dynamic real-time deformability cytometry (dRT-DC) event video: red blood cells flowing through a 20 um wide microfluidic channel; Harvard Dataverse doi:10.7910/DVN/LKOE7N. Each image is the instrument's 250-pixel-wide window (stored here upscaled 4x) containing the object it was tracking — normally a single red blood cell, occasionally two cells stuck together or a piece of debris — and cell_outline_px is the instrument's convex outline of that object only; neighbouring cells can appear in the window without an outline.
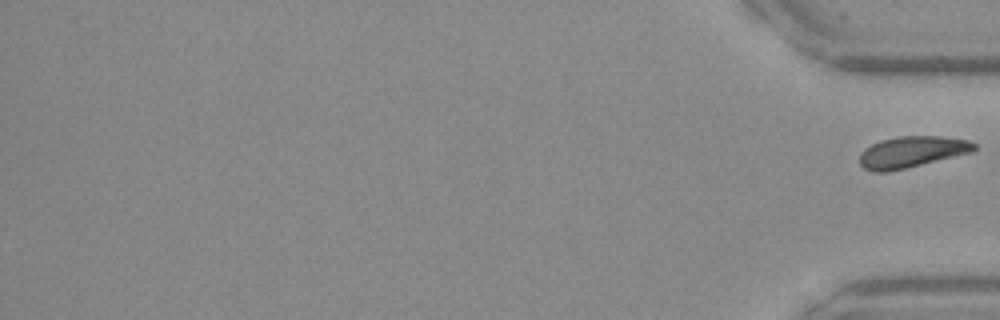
{"species": "Egyptian fruit bat (a non-hibernating species)", "species_latin": "Rousettus aegyptiacus", "temperature_condition": "warm", "stored_images_in_passage": 43, "segment_of_instrument_passage": [2, 2], "camera_frame_rate_fps": 3000, "um_per_image_px": 0.085, "frame": {"image": 1, "passage_image": 43, "time_ms": 14.0, "image_size_px": [1000, 320], "cell_outline_px": [[976, 148], [972, 152], [888, 172], [876, 172], [864, 168], [860, 164], [860, 152], [864, 148], [880, 140], [896, 136], [940, 136], [968, 140], [976, 144]], "centroid_in_image_um": [77.47, 12.9], "position_along_channel_um": 357.7, "area_um2": 20.81}}